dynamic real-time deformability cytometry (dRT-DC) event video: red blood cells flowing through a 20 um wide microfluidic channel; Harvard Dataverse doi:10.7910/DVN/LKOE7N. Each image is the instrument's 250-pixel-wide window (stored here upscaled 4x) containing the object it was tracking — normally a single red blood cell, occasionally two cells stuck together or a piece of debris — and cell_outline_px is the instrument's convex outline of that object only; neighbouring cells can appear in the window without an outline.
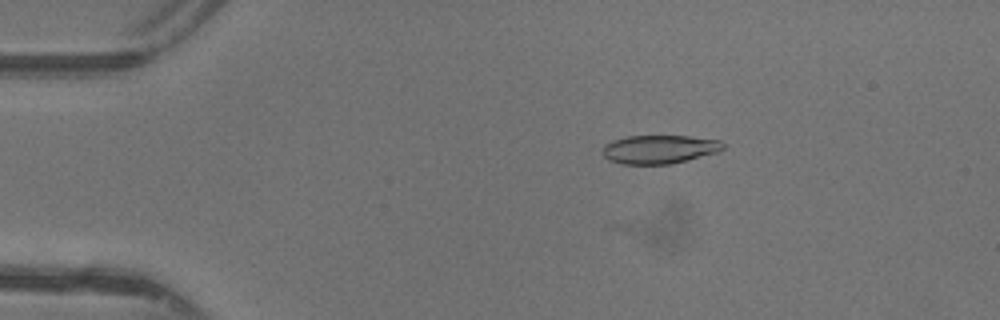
{"species": "common noctule bat (a hibernating species)", "species_latin": "Nyctalus noctula", "temperature_condition": "warm", "stored_images_in_passage": 40, "camera_frame_rate_fps": 3000, "um_per_image_px": 0.085, "animal": {"sex": "female"}, "frame": {"image": 1, "passage_image": 2, "time_ms": 0.333, "image_size_px": [1000, 320], "cell_outline_px": [[724, 148], [720, 152], [668, 164], [620, 164], [608, 160], [604, 156], [604, 144], [612, 140], [628, 136], [688, 136], [720, 140], [724, 144]], "centroid_in_image_um": [56.05, 12.69], "position_along_channel_um": 29.0, "area_um2": 20.06}}
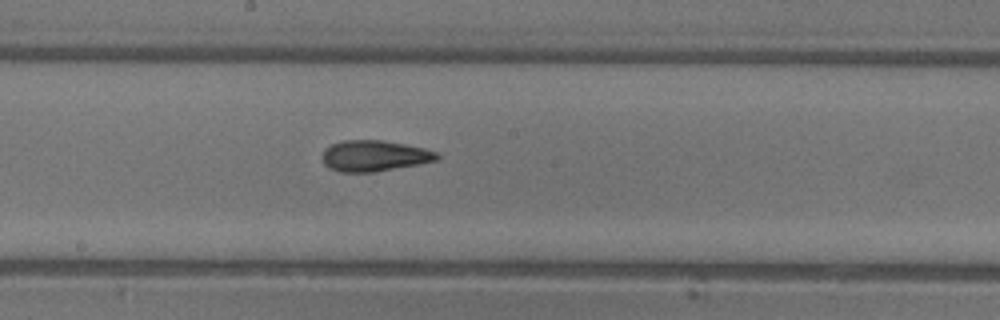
{"frame": {"image": 2, "passage_image": 19, "time_ms": 6.0, "image_size_px": [1000, 320], "cell_outline_px": [[440, 156], [436, 160], [420, 164], [372, 172], [340, 172], [328, 168], [324, 164], [324, 148], [332, 144], [344, 140], [380, 140], [404, 144], [424, 148], [436, 152]], "centroid_in_image_um": [31.81, 13.25], "position_along_channel_um": 216.4, "area_um2": 20.52}}
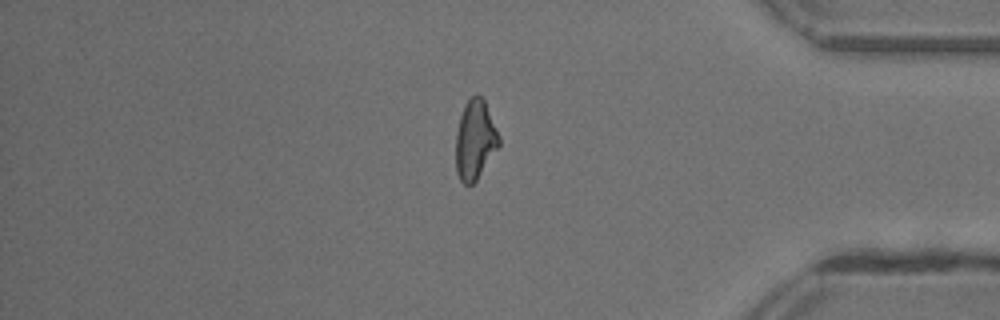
{"frame": {"image": 3, "passage_image": 33, "time_ms": 10.667, "image_size_px": [1000, 320], "cell_outline_px": [[500, 144], [476, 180], [472, 184], [464, 184], [460, 180], [456, 172], [456, 132], [460, 116], [464, 104], [476, 92], [484, 100], [500, 136]], "centroid_in_image_um": [40.37, 11.87], "position_along_channel_um": 394.8, "area_um2": 19.88}, "authors_computed_cell_mechanics": {"area_um2": 20.2589, "velocity_mm_per_s": 4.4177, "shape_relaxation_time_tau1_ms": 7.3115, "shape_relaxation_time_tau2_ms": 2.0878, "deformation_change_tau1": 0.2331, "deformation_change_tau2": 0.097}}